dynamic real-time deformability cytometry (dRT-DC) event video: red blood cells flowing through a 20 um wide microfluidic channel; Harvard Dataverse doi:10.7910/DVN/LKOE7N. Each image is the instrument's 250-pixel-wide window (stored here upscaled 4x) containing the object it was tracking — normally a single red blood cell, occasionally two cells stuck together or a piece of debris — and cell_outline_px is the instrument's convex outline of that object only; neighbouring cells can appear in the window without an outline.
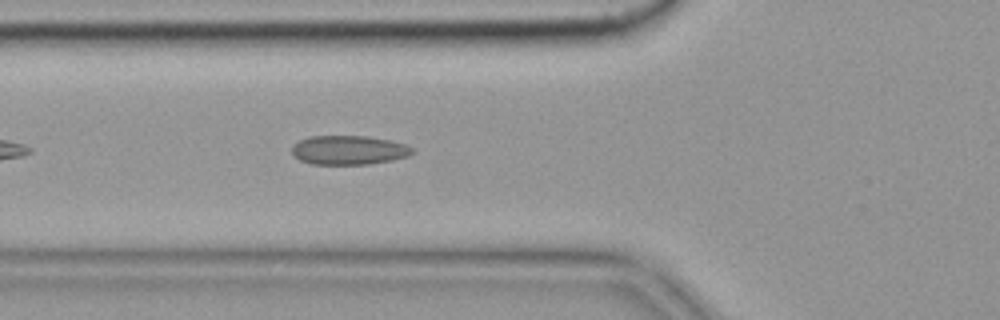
{"species": "common noctule bat (a hibernating species)", "species_latin": "Nyctalus noctula", "temperature_condition": "cold", "stored_images_in_passage": 42, "camera_frame_rate_fps": 3000, "um_per_image_px": 0.085, "animal": {"sex": "female", "body_mass_g": 19.9}, "frame": {"image": 1, "passage_image": 7, "time_ms": 2.0, "image_size_px": [1000, 320], "cell_outline_px": [[412, 152], [408, 156], [392, 160], [368, 164], [312, 164], [300, 160], [292, 152], [292, 148], [300, 140], [308, 136], [368, 136], [388, 140], [404, 144], [412, 148]], "centroid_in_image_um": [29.64, 12.75], "position_along_channel_um": 96.2, "area_um2": 20.17}, "authors_computed_cell_mechanics": {"area_um2": 20.1722, "velocity_mm_per_s": 3.6115, "shape_relaxation_time_tau1_ms": null, "shape_relaxation_time_tau2_ms": 2.3542, "deformation_change_tau1": null, "deformation_change_tau2": 0.0896}}